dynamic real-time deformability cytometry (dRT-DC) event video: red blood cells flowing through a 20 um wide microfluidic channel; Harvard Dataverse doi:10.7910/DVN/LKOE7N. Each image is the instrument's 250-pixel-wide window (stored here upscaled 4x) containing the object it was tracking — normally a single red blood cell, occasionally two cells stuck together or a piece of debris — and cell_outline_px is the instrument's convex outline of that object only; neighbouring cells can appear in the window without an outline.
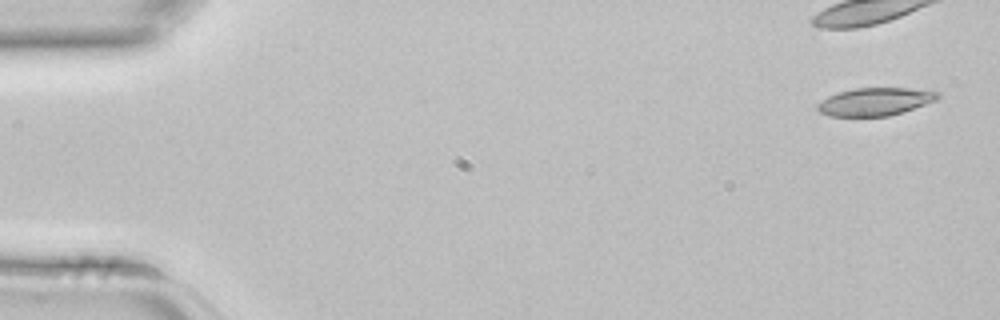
{"species": "common noctule bat (a hibernating species)", "species_latin": "Nyctalus noctula", "temperature_condition": "room temperature", "stored_images_in_passage": 3, "camera_frame_rate_fps": 3000, "um_per_image_px": 0.085, "animal": {"sex": "female", "body_mass_g": 22.7, "forearm_length_mm": 54.2}, "frame": {"image": 1, "passage_image": 1, "time_ms": 0.0, "image_size_px": [1000, 320], "cell_outline_px": [[940, 96], [936, 100], [888, 116], [828, 116], [820, 112], [816, 108], [816, 104], [820, 100], [828, 96], [840, 92], [856, 88], [908, 88], [940, 92]], "centroid_in_image_um": [74.33, 8.64], "position_along_channel_um": 10.7, "area_um2": 19.31}}